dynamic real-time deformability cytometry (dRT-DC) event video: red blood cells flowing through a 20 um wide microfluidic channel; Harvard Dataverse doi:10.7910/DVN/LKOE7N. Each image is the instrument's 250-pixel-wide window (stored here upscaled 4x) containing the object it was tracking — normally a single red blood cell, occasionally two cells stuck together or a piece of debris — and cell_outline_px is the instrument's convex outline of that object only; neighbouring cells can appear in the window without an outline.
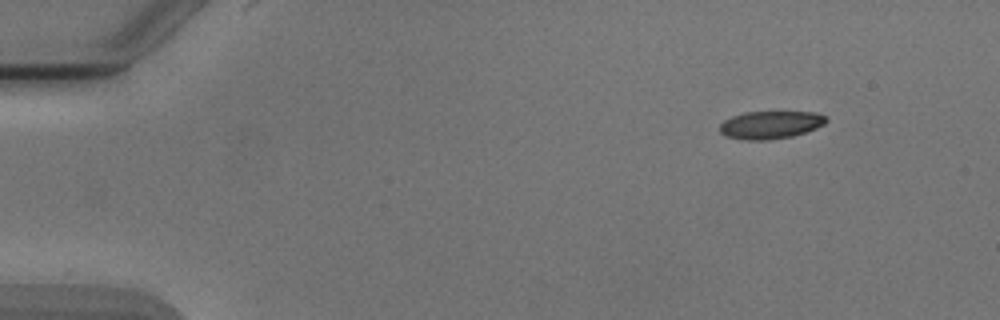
{"species": "Egyptian fruit bat (a non-hibernating species)", "species_latin": "Rousettus aegyptiacus", "temperature_condition": "cold", "stored_images_in_passage": 4, "camera_frame_rate_fps": 3000, "um_per_image_px": 0.085, "animal": {"sex": "male"}, "frame": {"image": 1, "passage_image": 1, "time_ms": 0.0, "image_size_px": [1000, 320], "cell_outline_px": [[828, 120], [824, 124], [816, 128], [792, 136], [768, 140], [744, 140], [724, 136], [720, 132], [720, 124], [724, 120], [732, 116], [744, 112], [816, 112], [828, 116]], "centroid_in_image_um": [65.49, 10.61], "position_along_channel_um": 19.5, "area_um2": 17.34}}
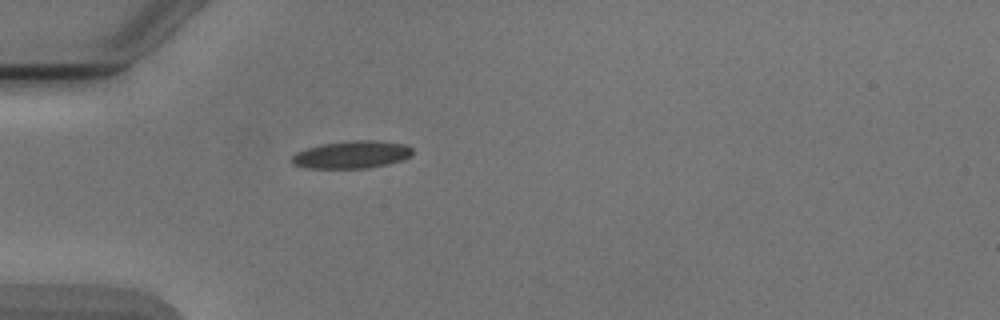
{"frame": {"image": 2, "passage_image": 4, "time_ms": 3.333, "image_size_px": [1000, 320], "cell_outline_px": [[412, 152], [408, 156], [400, 160], [388, 164], [368, 168], [308, 168], [292, 164], [292, 156], [296, 152], [308, 148], [324, 144], [356, 140], [372, 140], [408, 144], [412, 148]], "centroid_in_image_um": [29.9, 13.14], "position_along_channel_um": 55.1, "area_um2": 19.13}}